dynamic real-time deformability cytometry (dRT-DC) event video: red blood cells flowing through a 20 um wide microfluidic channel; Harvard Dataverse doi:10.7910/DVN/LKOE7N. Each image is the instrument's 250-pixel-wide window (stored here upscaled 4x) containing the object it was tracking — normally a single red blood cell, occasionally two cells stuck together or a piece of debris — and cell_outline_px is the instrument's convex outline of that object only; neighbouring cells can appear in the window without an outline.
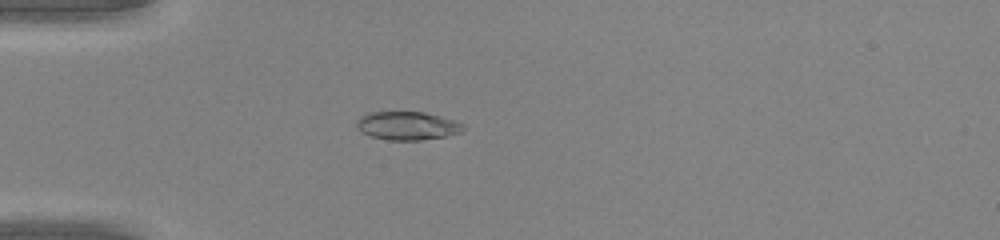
{"species": "common noctule bat (a hibernating species)", "species_latin": "Nyctalus noctula", "temperature_condition": "warm", "stored_images_in_passage": 33, "camera_frame_rate_fps": 3000, "um_per_image_px": 0.085, "animal": {"sex": "male", "body_mass_g": 20.0, "forearm_length_mm": 53.3}, "frame": {"image": 1, "passage_image": 1, "time_ms": 0.0, "image_size_px": [1000, 240], "cell_outline_px": [[468, 128], [460, 132], [444, 136], [420, 140], [388, 140], [372, 136], [364, 132], [356, 124], [356, 120], [360, 116], [372, 112], [424, 112], [452, 120], [464, 124]], "centroid_in_image_um": [34.65, 10.68], "position_along_channel_um": 50.4, "area_um2": 17.34}}
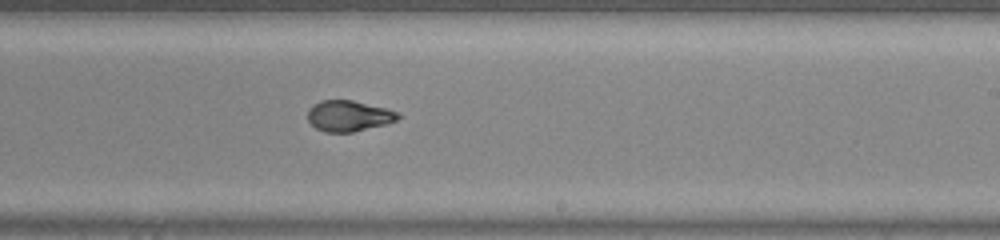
{"frame": {"image": 2, "passage_image": 16, "time_ms": 5.0, "image_size_px": [1000, 240], "cell_outline_px": [[400, 116], [396, 120], [388, 124], [352, 132], [324, 132], [316, 128], [308, 120], [308, 108], [320, 100], [352, 100], [388, 108], [400, 112]], "centroid_in_image_um": [29.66, 9.84], "position_along_channel_um": 259.3, "area_um2": 16.42}}
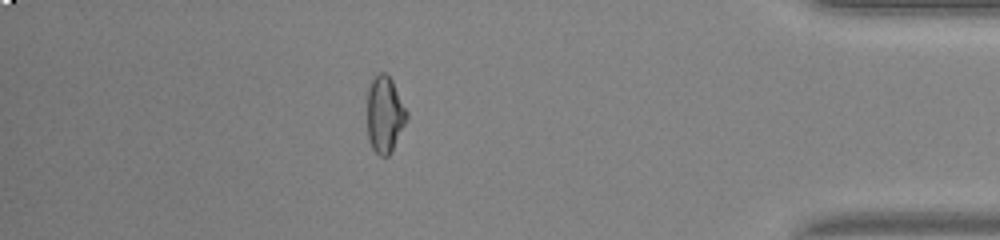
{"frame": {"image": 3, "passage_image": 28, "time_ms": 9.0, "image_size_px": [1000, 240], "cell_outline_px": [[408, 116], [388, 156], [380, 156], [372, 148], [368, 140], [368, 88], [372, 80], [380, 72], [384, 72], [392, 80], [408, 112]], "centroid_in_image_um": [32.69, 9.71], "position_along_channel_um": 402.5, "area_um2": 17.22}}